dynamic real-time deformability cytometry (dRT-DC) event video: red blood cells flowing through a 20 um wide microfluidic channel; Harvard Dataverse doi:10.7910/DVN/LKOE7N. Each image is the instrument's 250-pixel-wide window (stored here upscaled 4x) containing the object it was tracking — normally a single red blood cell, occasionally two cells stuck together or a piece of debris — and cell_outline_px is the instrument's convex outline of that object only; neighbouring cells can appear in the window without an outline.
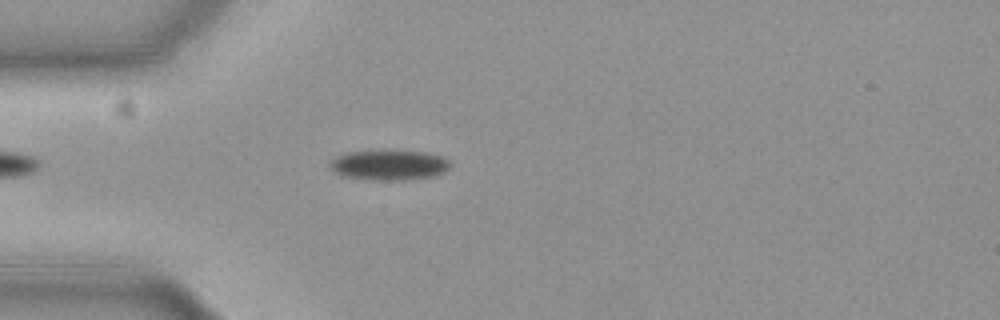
{"species": "common noctule bat (a hibernating species)", "species_latin": "Nyctalus noctula", "temperature_condition": "cold", "stored_images_in_passage": 46, "camera_frame_rate_fps": 3000, "um_per_image_px": 0.085, "animal": {"sex": "female", "body_mass_g": 19.3, "forearm_length_mm": 54.1}, "frame": {"image": 1, "passage_image": 6, "time_ms": 1.667, "image_size_px": [1000, 320], "cell_outline_px": [[452, 164], [444, 172], [432, 176], [408, 180], [376, 180], [344, 176], [336, 172], [328, 164], [336, 156], [348, 152], [424, 152], [444, 156]], "centroid_in_image_um": [33.12, 14.05], "position_along_channel_um": 51.9, "area_um2": 20.63}}
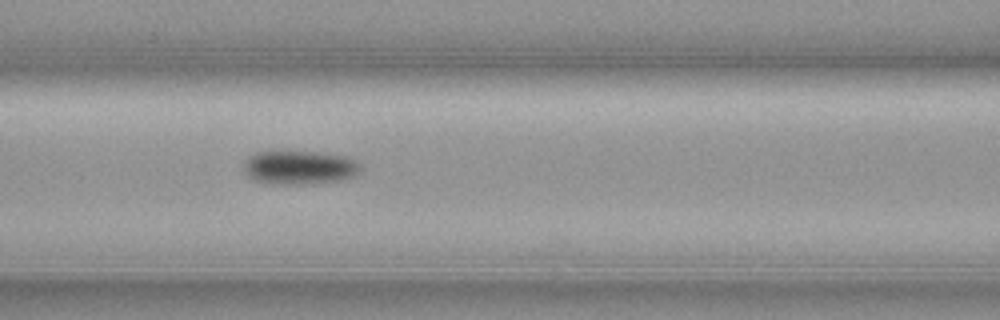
{"frame": {"image": 2, "passage_image": 14, "time_ms": 4.333, "image_size_px": [1000, 320], "cell_outline_px": [[360, 168], [352, 176], [340, 180], [308, 184], [276, 184], [256, 180], [248, 176], [244, 172], [244, 160], [248, 156], [256, 152], [280, 148], [288, 148], [344, 156], [356, 160], [360, 164]], "centroid_in_image_um": [25.37, 14.17], "position_along_channel_um": 141.2, "area_um2": 23.7}}
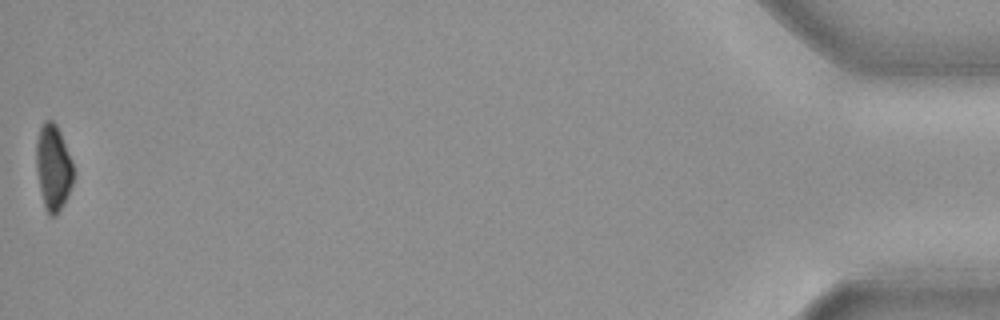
{"frame": {"image": 3, "passage_image": 46, "time_ms": 15.0, "image_size_px": [1000, 320], "cell_outline_px": [[72, 184], [64, 204], [56, 216], [48, 216], [44, 204], [40, 188], [36, 168], [36, 140], [40, 128], [44, 120], [52, 120], [56, 124], [60, 132], [72, 160]], "centroid_in_image_um": [4.51, 14.23], "position_along_channel_um": 430.7, "area_um2": 18.44}, "authors_computed_cell_mechanics": {"area_um2": 21.3571, "velocity_mm_per_s": 3.7091, "shape_relaxation_time_tau1_ms": 3.0951, "shape_relaxation_time_tau2_ms": null, "deformation_change_tau1": 0.0917, "deformation_change_tau2": null}}